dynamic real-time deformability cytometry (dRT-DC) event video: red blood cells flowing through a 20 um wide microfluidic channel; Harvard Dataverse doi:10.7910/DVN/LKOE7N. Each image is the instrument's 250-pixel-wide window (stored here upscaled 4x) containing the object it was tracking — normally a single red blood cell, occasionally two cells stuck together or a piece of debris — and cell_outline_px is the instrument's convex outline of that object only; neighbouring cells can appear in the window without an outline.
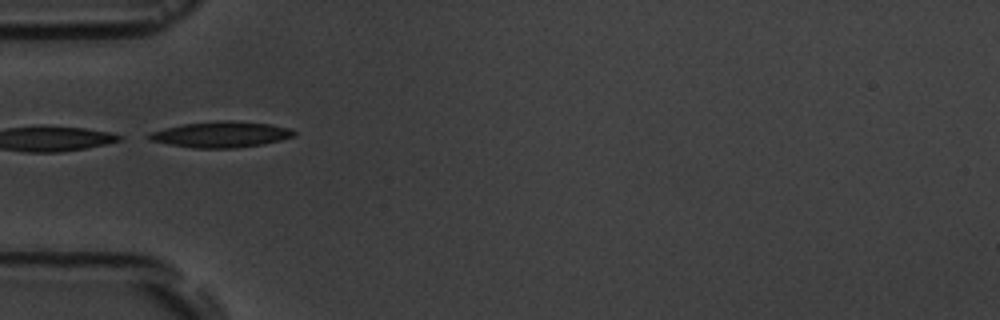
{"species": "common noctule bat (a hibernating species)", "species_latin": "Nyctalus noctula", "temperature_condition": "room temperature", "stored_images_in_passage": 6, "camera_frame_rate_fps": 3000, "um_per_image_px": 0.085, "animal": {"sex": "male", "body_mass_g": 19.5, "forearm_length_mm": 54.6}, "frame": {"image": 1, "passage_image": 4, "time_ms": 4.333, "image_size_px": [1000, 320], "cell_outline_px": [[296, 136], [264, 144], [236, 148], [192, 148], [168, 144], [148, 140], [144, 136], [152, 132], [164, 128], [184, 124], [220, 120], [232, 120], [268, 124], [292, 128], [296, 132]], "centroid_in_image_um": [18.79, 11.43], "position_along_channel_um": 66.2, "area_um2": 22.08}}